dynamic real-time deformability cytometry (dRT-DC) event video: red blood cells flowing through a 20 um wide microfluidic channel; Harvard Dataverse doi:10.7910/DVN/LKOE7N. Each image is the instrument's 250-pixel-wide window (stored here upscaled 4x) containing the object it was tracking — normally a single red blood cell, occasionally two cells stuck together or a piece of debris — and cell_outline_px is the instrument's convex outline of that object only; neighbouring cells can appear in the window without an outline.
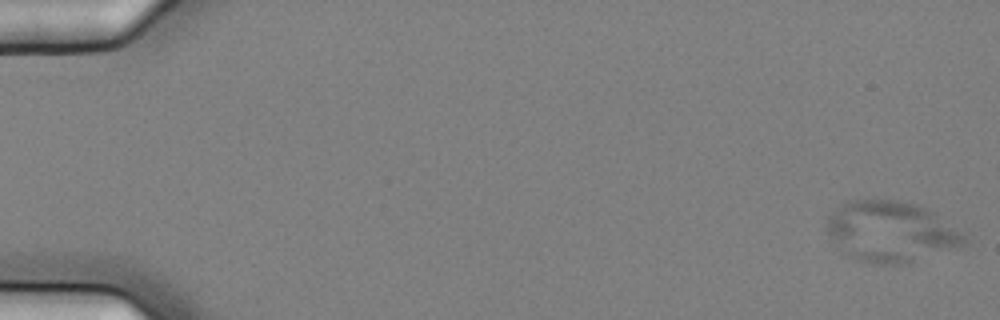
{"species": "common noctule bat (a hibernating species)", "species_latin": "Nyctalus noctula", "temperature_condition": "cold", "stored_images_in_passage": 7, "camera_frame_rate_fps": 3000, "um_per_image_px": 0.085, "animal": {"sex": "female", "body_mass_g": 25.1}, "frame": {"image": 1, "passage_image": 2, "time_ms": 0.333, "image_size_px": [1000, 320], "cell_outline_px": [[968, 232], [964, 244], [956, 248], [912, 260], [896, 264], [880, 264], [856, 260], [844, 252], [832, 240], [828, 232], [828, 216], [832, 212], [848, 200], [896, 200], [916, 204], [932, 212]], "centroid_in_image_um": [75.76, 19.67], "position_along_channel_um": 9.2, "area_um2": 48.09}}
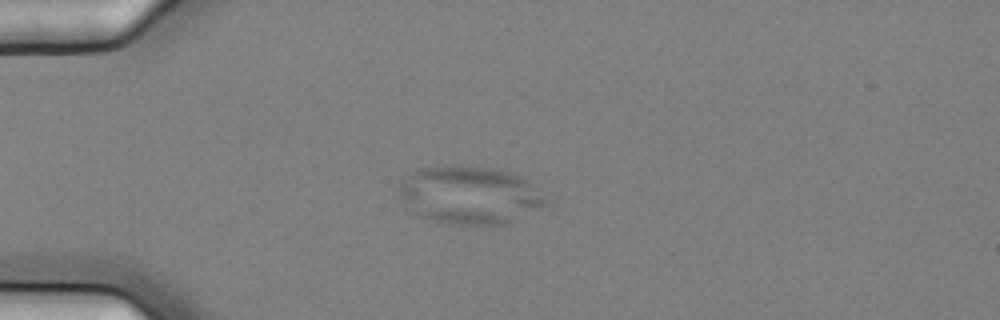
{"frame": {"image": 2, "passage_image": 6, "time_ms": 1.667, "image_size_px": [1000, 320], "cell_outline_px": [[548, 204], [508, 224], [448, 224], [432, 220], [420, 216], [400, 196], [400, 184], [404, 180], [420, 168], [452, 164], [464, 164], [492, 168], [508, 172], [520, 176], [528, 180]], "centroid_in_image_um": [39.94, 16.57], "position_along_channel_um": 45.1, "area_um2": 48.96}}